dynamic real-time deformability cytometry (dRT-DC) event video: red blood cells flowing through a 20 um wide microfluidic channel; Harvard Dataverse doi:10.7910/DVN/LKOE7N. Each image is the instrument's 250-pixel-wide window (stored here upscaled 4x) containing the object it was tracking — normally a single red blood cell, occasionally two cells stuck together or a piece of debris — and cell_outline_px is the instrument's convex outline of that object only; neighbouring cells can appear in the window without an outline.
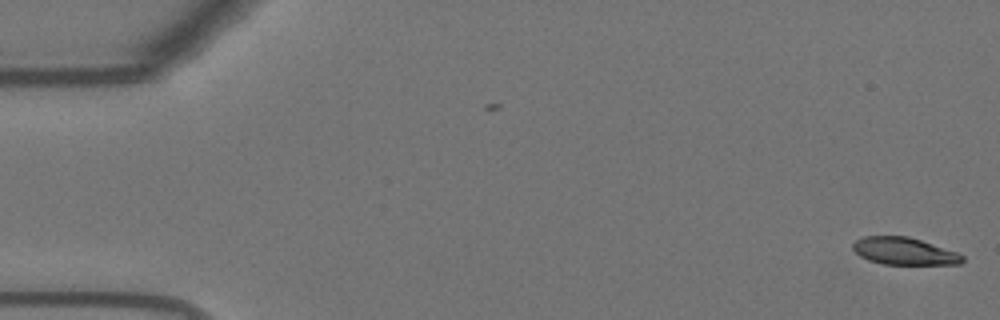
{"species": "Egyptian fruit bat (a non-hibernating species)", "species_latin": "Rousettus aegyptiacus", "temperature_condition": "warm", "stored_images_in_passage": 6, "camera_frame_rate_fps": 3000, "um_per_image_px": 0.085, "animal": {"sex": "female"}, "frame": {"image": 1, "passage_image": 6, "time_ms": 1.667, "image_size_px": [1000, 320], "cell_outline_px": [[964, 260], [960, 264], [884, 264], [868, 260], [860, 256], [852, 248], [852, 244], [856, 240], [864, 236], [908, 236], [956, 252], [964, 256]], "centroid_in_image_um": [76.83, 21.35], "position_along_channel_um": 8.2, "area_um2": 17.22}}